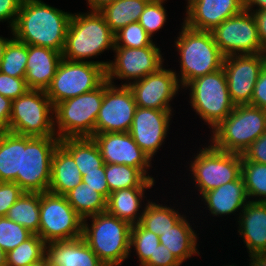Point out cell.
Segmentation results:
<instances>
[{"instance_id":"51","label":"cell","mask_w":266,"mask_h":266,"mask_svg":"<svg viewBox=\"0 0 266 266\" xmlns=\"http://www.w3.org/2000/svg\"><path fill=\"white\" fill-rule=\"evenodd\" d=\"M258 9L253 10V6ZM244 10L252 12V11H264L266 10V0H244Z\"/></svg>"},{"instance_id":"10","label":"cell","mask_w":266,"mask_h":266,"mask_svg":"<svg viewBox=\"0 0 266 266\" xmlns=\"http://www.w3.org/2000/svg\"><path fill=\"white\" fill-rule=\"evenodd\" d=\"M60 144L57 136L22 135L21 173L15 179L24 192H47L53 153Z\"/></svg>"},{"instance_id":"28","label":"cell","mask_w":266,"mask_h":266,"mask_svg":"<svg viewBox=\"0 0 266 266\" xmlns=\"http://www.w3.org/2000/svg\"><path fill=\"white\" fill-rule=\"evenodd\" d=\"M60 145L73 157L82 176L86 172L98 171L104 165L99 148L91 137L64 138Z\"/></svg>"},{"instance_id":"20","label":"cell","mask_w":266,"mask_h":266,"mask_svg":"<svg viewBox=\"0 0 266 266\" xmlns=\"http://www.w3.org/2000/svg\"><path fill=\"white\" fill-rule=\"evenodd\" d=\"M184 24L198 31H212L224 20L244 10V0H189Z\"/></svg>"},{"instance_id":"34","label":"cell","mask_w":266,"mask_h":266,"mask_svg":"<svg viewBox=\"0 0 266 266\" xmlns=\"http://www.w3.org/2000/svg\"><path fill=\"white\" fill-rule=\"evenodd\" d=\"M184 217L174 208L148 200L143 209L140 224L147 230L161 236Z\"/></svg>"},{"instance_id":"3","label":"cell","mask_w":266,"mask_h":266,"mask_svg":"<svg viewBox=\"0 0 266 266\" xmlns=\"http://www.w3.org/2000/svg\"><path fill=\"white\" fill-rule=\"evenodd\" d=\"M83 219L82 237L105 266H120L131 254V225L107 211ZM90 226V227H89Z\"/></svg>"},{"instance_id":"22","label":"cell","mask_w":266,"mask_h":266,"mask_svg":"<svg viewBox=\"0 0 266 266\" xmlns=\"http://www.w3.org/2000/svg\"><path fill=\"white\" fill-rule=\"evenodd\" d=\"M241 212L238 233L249 255L266 253V202L249 201Z\"/></svg>"},{"instance_id":"54","label":"cell","mask_w":266,"mask_h":266,"mask_svg":"<svg viewBox=\"0 0 266 266\" xmlns=\"http://www.w3.org/2000/svg\"><path fill=\"white\" fill-rule=\"evenodd\" d=\"M12 38L10 37V39L8 38H4V37H1L0 36V63H1V60L3 58V55H4V51H5V48L7 46V43L11 40Z\"/></svg>"},{"instance_id":"24","label":"cell","mask_w":266,"mask_h":266,"mask_svg":"<svg viewBox=\"0 0 266 266\" xmlns=\"http://www.w3.org/2000/svg\"><path fill=\"white\" fill-rule=\"evenodd\" d=\"M201 197L213 216L231 215L239 209L242 211L249 202L242 175L237 180L207 191Z\"/></svg>"},{"instance_id":"7","label":"cell","mask_w":266,"mask_h":266,"mask_svg":"<svg viewBox=\"0 0 266 266\" xmlns=\"http://www.w3.org/2000/svg\"><path fill=\"white\" fill-rule=\"evenodd\" d=\"M108 61H71L62 59L46 94L56 104L91 92L106 80Z\"/></svg>"},{"instance_id":"46","label":"cell","mask_w":266,"mask_h":266,"mask_svg":"<svg viewBox=\"0 0 266 266\" xmlns=\"http://www.w3.org/2000/svg\"><path fill=\"white\" fill-rule=\"evenodd\" d=\"M242 157L247 161L266 164V131L244 151Z\"/></svg>"},{"instance_id":"6","label":"cell","mask_w":266,"mask_h":266,"mask_svg":"<svg viewBox=\"0 0 266 266\" xmlns=\"http://www.w3.org/2000/svg\"><path fill=\"white\" fill-rule=\"evenodd\" d=\"M104 98V82L95 90L66 99L54 106L56 136L64 138L92 137Z\"/></svg>"},{"instance_id":"31","label":"cell","mask_w":266,"mask_h":266,"mask_svg":"<svg viewBox=\"0 0 266 266\" xmlns=\"http://www.w3.org/2000/svg\"><path fill=\"white\" fill-rule=\"evenodd\" d=\"M6 217L33 234H38L40 224V193L23 192L9 208Z\"/></svg>"},{"instance_id":"27","label":"cell","mask_w":266,"mask_h":266,"mask_svg":"<svg viewBox=\"0 0 266 266\" xmlns=\"http://www.w3.org/2000/svg\"><path fill=\"white\" fill-rule=\"evenodd\" d=\"M197 239V234L185 216L171 229L159 236L160 243L167 247L181 263L192 255H200L197 250Z\"/></svg>"},{"instance_id":"17","label":"cell","mask_w":266,"mask_h":266,"mask_svg":"<svg viewBox=\"0 0 266 266\" xmlns=\"http://www.w3.org/2000/svg\"><path fill=\"white\" fill-rule=\"evenodd\" d=\"M176 75V71L161 67L138 81L121 84L131 89L137 107L172 110L169 102L180 89Z\"/></svg>"},{"instance_id":"19","label":"cell","mask_w":266,"mask_h":266,"mask_svg":"<svg viewBox=\"0 0 266 266\" xmlns=\"http://www.w3.org/2000/svg\"><path fill=\"white\" fill-rule=\"evenodd\" d=\"M171 116L172 110L137 107L135 111L128 133L151 160L166 139Z\"/></svg>"},{"instance_id":"43","label":"cell","mask_w":266,"mask_h":266,"mask_svg":"<svg viewBox=\"0 0 266 266\" xmlns=\"http://www.w3.org/2000/svg\"><path fill=\"white\" fill-rule=\"evenodd\" d=\"M23 192L21 187L15 182H0V217L6 216L9 208Z\"/></svg>"},{"instance_id":"40","label":"cell","mask_w":266,"mask_h":266,"mask_svg":"<svg viewBox=\"0 0 266 266\" xmlns=\"http://www.w3.org/2000/svg\"><path fill=\"white\" fill-rule=\"evenodd\" d=\"M115 47L143 48L153 43L152 37L139 22L130 23L114 34Z\"/></svg>"},{"instance_id":"8","label":"cell","mask_w":266,"mask_h":266,"mask_svg":"<svg viewBox=\"0 0 266 266\" xmlns=\"http://www.w3.org/2000/svg\"><path fill=\"white\" fill-rule=\"evenodd\" d=\"M190 90L191 107L207 125L214 129L234 109L227 78L223 68L190 81L186 86Z\"/></svg>"},{"instance_id":"47","label":"cell","mask_w":266,"mask_h":266,"mask_svg":"<svg viewBox=\"0 0 266 266\" xmlns=\"http://www.w3.org/2000/svg\"><path fill=\"white\" fill-rule=\"evenodd\" d=\"M23 0H0V22L7 21L11 29L15 24Z\"/></svg>"},{"instance_id":"53","label":"cell","mask_w":266,"mask_h":266,"mask_svg":"<svg viewBox=\"0 0 266 266\" xmlns=\"http://www.w3.org/2000/svg\"><path fill=\"white\" fill-rule=\"evenodd\" d=\"M249 266H266V253L249 255Z\"/></svg>"},{"instance_id":"26","label":"cell","mask_w":266,"mask_h":266,"mask_svg":"<svg viewBox=\"0 0 266 266\" xmlns=\"http://www.w3.org/2000/svg\"><path fill=\"white\" fill-rule=\"evenodd\" d=\"M152 187H133L116 190L107 199L106 211L117 218L126 221L131 226L140 223L143 210L140 211L144 192ZM144 196V197H143ZM140 211V213H139Z\"/></svg>"},{"instance_id":"12","label":"cell","mask_w":266,"mask_h":266,"mask_svg":"<svg viewBox=\"0 0 266 266\" xmlns=\"http://www.w3.org/2000/svg\"><path fill=\"white\" fill-rule=\"evenodd\" d=\"M194 157L189 167L201 196L241 176V154L221 151L210 144Z\"/></svg>"},{"instance_id":"38","label":"cell","mask_w":266,"mask_h":266,"mask_svg":"<svg viewBox=\"0 0 266 266\" xmlns=\"http://www.w3.org/2000/svg\"><path fill=\"white\" fill-rule=\"evenodd\" d=\"M159 236L145 229L140 223L131 226L130 249L136 251L139 265L143 266L159 245Z\"/></svg>"},{"instance_id":"45","label":"cell","mask_w":266,"mask_h":266,"mask_svg":"<svg viewBox=\"0 0 266 266\" xmlns=\"http://www.w3.org/2000/svg\"><path fill=\"white\" fill-rule=\"evenodd\" d=\"M181 262L161 243L156 247L154 255L143 266H181Z\"/></svg>"},{"instance_id":"48","label":"cell","mask_w":266,"mask_h":266,"mask_svg":"<svg viewBox=\"0 0 266 266\" xmlns=\"http://www.w3.org/2000/svg\"><path fill=\"white\" fill-rule=\"evenodd\" d=\"M250 105L266 110V67L259 74Z\"/></svg>"},{"instance_id":"50","label":"cell","mask_w":266,"mask_h":266,"mask_svg":"<svg viewBox=\"0 0 266 266\" xmlns=\"http://www.w3.org/2000/svg\"><path fill=\"white\" fill-rule=\"evenodd\" d=\"M262 46L266 47V10L252 11Z\"/></svg>"},{"instance_id":"16","label":"cell","mask_w":266,"mask_h":266,"mask_svg":"<svg viewBox=\"0 0 266 266\" xmlns=\"http://www.w3.org/2000/svg\"><path fill=\"white\" fill-rule=\"evenodd\" d=\"M264 67L263 53L224 57L222 68L227 78L230 99L235 106L250 104L253 89Z\"/></svg>"},{"instance_id":"4","label":"cell","mask_w":266,"mask_h":266,"mask_svg":"<svg viewBox=\"0 0 266 266\" xmlns=\"http://www.w3.org/2000/svg\"><path fill=\"white\" fill-rule=\"evenodd\" d=\"M182 24L174 47H177L181 63V73L176 76L181 88L184 89L190 81L221 69L224 56L211 31H198Z\"/></svg>"},{"instance_id":"15","label":"cell","mask_w":266,"mask_h":266,"mask_svg":"<svg viewBox=\"0 0 266 266\" xmlns=\"http://www.w3.org/2000/svg\"><path fill=\"white\" fill-rule=\"evenodd\" d=\"M104 81V98L96 120L95 133L129 132L137 105L128 86Z\"/></svg>"},{"instance_id":"39","label":"cell","mask_w":266,"mask_h":266,"mask_svg":"<svg viewBox=\"0 0 266 266\" xmlns=\"http://www.w3.org/2000/svg\"><path fill=\"white\" fill-rule=\"evenodd\" d=\"M33 235L28 229L9 220L6 216L0 217V248L8 253Z\"/></svg>"},{"instance_id":"33","label":"cell","mask_w":266,"mask_h":266,"mask_svg":"<svg viewBox=\"0 0 266 266\" xmlns=\"http://www.w3.org/2000/svg\"><path fill=\"white\" fill-rule=\"evenodd\" d=\"M105 179L110 193L133 187H152L155 179H149L139 168L105 163Z\"/></svg>"},{"instance_id":"1","label":"cell","mask_w":266,"mask_h":266,"mask_svg":"<svg viewBox=\"0 0 266 266\" xmlns=\"http://www.w3.org/2000/svg\"><path fill=\"white\" fill-rule=\"evenodd\" d=\"M71 15L41 0H23L11 33L27 45L62 53Z\"/></svg>"},{"instance_id":"52","label":"cell","mask_w":266,"mask_h":266,"mask_svg":"<svg viewBox=\"0 0 266 266\" xmlns=\"http://www.w3.org/2000/svg\"><path fill=\"white\" fill-rule=\"evenodd\" d=\"M89 4V11H99L101 10L105 5L110 4L114 2L115 0H86Z\"/></svg>"},{"instance_id":"55","label":"cell","mask_w":266,"mask_h":266,"mask_svg":"<svg viewBox=\"0 0 266 266\" xmlns=\"http://www.w3.org/2000/svg\"><path fill=\"white\" fill-rule=\"evenodd\" d=\"M27 266H50L48 258L45 256L39 261H36L34 263H31Z\"/></svg>"},{"instance_id":"56","label":"cell","mask_w":266,"mask_h":266,"mask_svg":"<svg viewBox=\"0 0 266 266\" xmlns=\"http://www.w3.org/2000/svg\"><path fill=\"white\" fill-rule=\"evenodd\" d=\"M0 266H6V253L0 248Z\"/></svg>"},{"instance_id":"23","label":"cell","mask_w":266,"mask_h":266,"mask_svg":"<svg viewBox=\"0 0 266 266\" xmlns=\"http://www.w3.org/2000/svg\"><path fill=\"white\" fill-rule=\"evenodd\" d=\"M50 266H105L83 237L46 244Z\"/></svg>"},{"instance_id":"18","label":"cell","mask_w":266,"mask_h":266,"mask_svg":"<svg viewBox=\"0 0 266 266\" xmlns=\"http://www.w3.org/2000/svg\"><path fill=\"white\" fill-rule=\"evenodd\" d=\"M91 138L97 144L104 163L139 168L149 179H154L147 170L152 163L150 157L128 132L95 133Z\"/></svg>"},{"instance_id":"35","label":"cell","mask_w":266,"mask_h":266,"mask_svg":"<svg viewBox=\"0 0 266 266\" xmlns=\"http://www.w3.org/2000/svg\"><path fill=\"white\" fill-rule=\"evenodd\" d=\"M241 175L248 199L255 198L249 201L266 202V164L247 161L241 155Z\"/></svg>"},{"instance_id":"32","label":"cell","mask_w":266,"mask_h":266,"mask_svg":"<svg viewBox=\"0 0 266 266\" xmlns=\"http://www.w3.org/2000/svg\"><path fill=\"white\" fill-rule=\"evenodd\" d=\"M65 196L69 204L82 219L105 212L107 209V199L83 182Z\"/></svg>"},{"instance_id":"21","label":"cell","mask_w":266,"mask_h":266,"mask_svg":"<svg viewBox=\"0 0 266 266\" xmlns=\"http://www.w3.org/2000/svg\"><path fill=\"white\" fill-rule=\"evenodd\" d=\"M62 59L59 51L28 45L25 81L29 89L46 91Z\"/></svg>"},{"instance_id":"29","label":"cell","mask_w":266,"mask_h":266,"mask_svg":"<svg viewBox=\"0 0 266 266\" xmlns=\"http://www.w3.org/2000/svg\"><path fill=\"white\" fill-rule=\"evenodd\" d=\"M22 135L0 134V182H15L21 173Z\"/></svg>"},{"instance_id":"36","label":"cell","mask_w":266,"mask_h":266,"mask_svg":"<svg viewBox=\"0 0 266 266\" xmlns=\"http://www.w3.org/2000/svg\"><path fill=\"white\" fill-rule=\"evenodd\" d=\"M46 242L37 234L6 253V266H27L46 255Z\"/></svg>"},{"instance_id":"5","label":"cell","mask_w":266,"mask_h":266,"mask_svg":"<svg viewBox=\"0 0 266 266\" xmlns=\"http://www.w3.org/2000/svg\"><path fill=\"white\" fill-rule=\"evenodd\" d=\"M266 131V110L236 105L233 111L212 129L211 145L221 151L243 154Z\"/></svg>"},{"instance_id":"14","label":"cell","mask_w":266,"mask_h":266,"mask_svg":"<svg viewBox=\"0 0 266 266\" xmlns=\"http://www.w3.org/2000/svg\"><path fill=\"white\" fill-rule=\"evenodd\" d=\"M113 51L114 61L106 68V80L111 84L116 78L135 82L164 67L160 48L154 42L143 48L114 47Z\"/></svg>"},{"instance_id":"25","label":"cell","mask_w":266,"mask_h":266,"mask_svg":"<svg viewBox=\"0 0 266 266\" xmlns=\"http://www.w3.org/2000/svg\"><path fill=\"white\" fill-rule=\"evenodd\" d=\"M82 183V174L73 157L59 144L51 161V177L48 191L66 195Z\"/></svg>"},{"instance_id":"13","label":"cell","mask_w":266,"mask_h":266,"mask_svg":"<svg viewBox=\"0 0 266 266\" xmlns=\"http://www.w3.org/2000/svg\"><path fill=\"white\" fill-rule=\"evenodd\" d=\"M211 33L224 57L261 54L264 51L252 12L243 10L224 20Z\"/></svg>"},{"instance_id":"41","label":"cell","mask_w":266,"mask_h":266,"mask_svg":"<svg viewBox=\"0 0 266 266\" xmlns=\"http://www.w3.org/2000/svg\"><path fill=\"white\" fill-rule=\"evenodd\" d=\"M166 0H150L140 16L139 24L153 37L166 23V9L163 6Z\"/></svg>"},{"instance_id":"11","label":"cell","mask_w":266,"mask_h":266,"mask_svg":"<svg viewBox=\"0 0 266 266\" xmlns=\"http://www.w3.org/2000/svg\"><path fill=\"white\" fill-rule=\"evenodd\" d=\"M38 234L46 243L82 237L83 219L66 196L49 191L40 193Z\"/></svg>"},{"instance_id":"49","label":"cell","mask_w":266,"mask_h":266,"mask_svg":"<svg viewBox=\"0 0 266 266\" xmlns=\"http://www.w3.org/2000/svg\"><path fill=\"white\" fill-rule=\"evenodd\" d=\"M12 100L0 94V134L10 132Z\"/></svg>"},{"instance_id":"44","label":"cell","mask_w":266,"mask_h":266,"mask_svg":"<svg viewBox=\"0 0 266 266\" xmlns=\"http://www.w3.org/2000/svg\"><path fill=\"white\" fill-rule=\"evenodd\" d=\"M82 182L102 194L106 199L109 198L110 191L105 179V163L98 171L86 172L82 176Z\"/></svg>"},{"instance_id":"2","label":"cell","mask_w":266,"mask_h":266,"mask_svg":"<svg viewBox=\"0 0 266 266\" xmlns=\"http://www.w3.org/2000/svg\"><path fill=\"white\" fill-rule=\"evenodd\" d=\"M115 47L114 33L99 11L71 15L66 33L63 59L88 62L92 57Z\"/></svg>"},{"instance_id":"9","label":"cell","mask_w":266,"mask_h":266,"mask_svg":"<svg viewBox=\"0 0 266 266\" xmlns=\"http://www.w3.org/2000/svg\"><path fill=\"white\" fill-rule=\"evenodd\" d=\"M54 105L43 90L29 89L12 100L10 132L32 136H56Z\"/></svg>"},{"instance_id":"42","label":"cell","mask_w":266,"mask_h":266,"mask_svg":"<svg viewBox=\"0 0 266 266\" xmlns=\"http://www.w3.org/2000/svg\"><path fill=\"white\" fill-rule=\"evenodd\" d=\"M29 90L25 78L12 77L0 72V94L11 100L17 99Z\"/></svg>"},{"instance_id":"57","label":"cell","mask_w":266,"mask_h":266,"mask_svg":"<svg viewBox=\"0 0 266 266\" xmlns=\"http://www.w3.org/2000/svg\"><path fill=\"white\" fill-rule=\"evenodd\" d=\"M263 56H264V60H265V67H266V47L264 48V51H263Z\"/></svg>"},{"instance_id":"30","label":"cell","mask_w":266,"mask_h":266,"mask_svg":"<svg viewBox=\"0 0 266 266\" xmlns=\"http://www.w3.org/2000/svg\"><path fill=\"white\" fill-rule=\"evenodd\" d=\"M150 0H115L99 12L115 34L130 23L139 22L145 6Z\"/></svg>"},{"instance_id":"37","label":"cell","mask_w":266,"mask_h":266,"mask_svg":"<svg viewBox=\"0 0 266 266\" xmlns=\"http://www.w3.org/2000/svg\"><path fill=\"white\" fill-rule=\"evenodd\" d=\"M27 59L28 45L12 37L5 48L0 72L12 77L25 78Z\"/></svg>"}]
</instances>
